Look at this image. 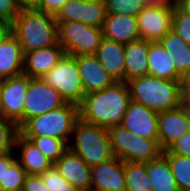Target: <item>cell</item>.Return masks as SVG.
Instances as JSON below:
<instances>
[{"label":"cell","instance_id":"obj_32","mask_svg":"<svg viewBox=\"0 0 190 191\" xmlns=\"http://www.w3.org/2000/svg\"><path fill=\"white\" fill-rule=\"evenodd\" d=\"M107 14L138 16L144 4L141 0H105Z\"/></svg>","mask_w":190,"mask_h":191},{"label":"cell","instance_id":"obj_3","mask_svg":"<svg viewBox=\"0 0 190 191\" xmlns=\"http://www.w3.org/2000/svg\"><path fill=\"white\" fill-rule=\"evenodd\" d=\"M131 101L156 112L170 111L182 105L180 81L144 75L127 82Z\"/></svg>","mask_w":190,"mask_h":191},{"label":"cell","instance_id":"obj_31","mask_svg":"<svg viewBox=\"0 0 190 191\" xmlns=\"http://www.w3.org/2000/svg\"><path fill=\"white\" fill-rule=\"evenodd\" d=\"M19 129L17 125L0 115V156L13 152Z\"/></svg>","mask_w":190,"mask_h":191},{"label":"cell","instance_id":"obj_14","mask_svg":"<svg viewBox=\"0 0 190 191\" xmlns=\"http://www.w3.org/2000/svg\"><path fill=\"white\" fill-rule=\"evenodd\" d=\"M125 163L117 157L91 167L92 191H126Z\"/></svg>","mask_w":190,"mask_h":191},{"label":"cell","instance_id":"obj_34","mask_svg":"<svg viewBox=\"0 0 190 191\" xmlns=\"http://www.w3.org/2000/svg\"><path fill=\"white\" fill-rule=\"evenodd\" d=\"M41 177L49 191H79L60 175L54 164Z\"/></svg>","mask_w":190,"mask_h":191},{"label":"cell","instance_id":"obj_6","mask_svg":"<svg viewBox=\"0 0 190 191\" xmlns=\"http://www.w3.org/2000/svg\"><path fill=\"white\" fill-rule=\"evenodd\" d=\"M114 156L124 163H148L162 154L157 140L139 137L121 125L108 128Z\"/></svg>","mask_w":190,"mask_h":191},{"label":"cell","instance_id":"obj_46","mask_svg":"<svg viewBox=\"0 0 190 191\" xmlns=\"http://www.w3.org/2000/svg\"><path fill=\"white\" fill-rule=\"evenodd\" d=\"M141 1L144 5H151L158 2L157 0H141Z\"/></svg>","mask_w":190,"mask_h":191},{"label":"cell","instance_id":"obj_50","mask_svg":"<svg viewBox=\"0 0 190 191\" xmlns=\"http://www.w3.org/2000/svg\"><path fill=\"white\" fill-rule=\"evenodd\" d=\"M2 80H3V79H0V104H1V88H2Z\"/></svg>","mask_w":190,"mask_h":191},{"label":"cell","instance_id":"obj_11","mask_svg":"<svg viewBox=\"0 0 190 191\" xmlns=\"http://www.w3.org/2000/svg\"><path fill=\"white\" fill-rule=\"evenodd\" d=\"M29 88V76L20 74L2 80L0 115L23 126L24 100Z\"/></svg>","mask_w":190,"mask_h":191},{"label":"cell","instance_id":"obj_42","mask_svg":"<svg viewBox=\"0 0 190 191\" xmlns=\"http://www.w3.org/2000/svg\"><path fill=\"white\" fill-rule=\"evenodd\" d=\"M180 87L181 90H190V68L181 74Z\"/></svg>","mask_w":190,"mask_h":191},{"label":"cell","instance_id":"obj_1","mask_svg":"<svg viewBox=\"0 0 190 191\" xmlns=\"http://www.w3.org/2000/svg\"><path fill=\"white\" fill-rule=\"evenodd\" d=\"M130 102L128 84L115 82L101 91L85 94L79 105V118L107 129L121 125Z\"/></svg>","mask_w":190,"mask_h":191},{"label":"cell","instance_id":"obj_48","mask_svg":"<svg viewBox=\"0 0 190 191\" xmlns=\"http://www.w3.org/2000/svg\"><path fill=\"white\" fill-rule=\"evenodd\" d=\"M85 2H105V0H82Z\"/></svg>","mask_w":190,"mask_h":191},{"label":"cell","instance_id":"obj_15","mask_svg":"<svg viewBox=\"0 0 190 191\" xmlns=\"http://www.w3.org/2000/svg\"><path fill=\"white\" fill-rule=\"evenodd\" d=\"M60 175L79 191H92L91 167L68 149L54 164Z\"/></svg>","mask_w":190,"mask_h":191},{"label":"cell","instance_id":"obj_38","mask_svg":"<svg viewBox=\"0 0 190 191\" xmlns=\"http://www.w3.org/2000/svg\"><path fill=\"white\" fill-rule=\"evenodd\" d=\"M21 191H49V190L45 186L41 175L27 174Z\"/></svg>","mask_w":190,"mask_h":191},{"label":"cell","instance_id":"obj_20","mask_svg":"<svg viewBox=\"0 0 190 191\" xmlns=\"http://www.w3.org/2000/svg\"><path fill=\"white\" fill-rule=\"evenodd\" d=\"M149 41L137 39L125 44V73L124 82L134 78L148 75Z\"/></svg>","mask_w":190,"mask_h":191},{"label":"cell","instance_id":"obj_2","mask_svg":"<svg viewBox=\"0 0 190 191\" xmlns=\"http://www.w3.org/2000/svg\"><path fill=\"white\" fill-rule=\"evenodd\" d=\"M12 33L18 39L24 54L58 43L55 16L37 9L21 10L12 23Z\"/></svg>","mask_w":190,"mask_h":191},{"label":"cell","instance_id":"obj_23","mask_svg":"<svg viewBox=\"0 0 190 191\" xmlns=\"http://www.w3.org/2000/svg\"><path fill=\"white\" fill-rule=\"evenodd\" d=\"M148 74L165 80L180 81L173 59L160 42L149 41Z\"/></svg>","mask_w":190,"mask_h":191},{"label":"cell","instance_id":"obj_43","mask_svg":"<svg viewBox=\"0 0 190 191\" xmlns=\"http://www.w3.org/2000/svg\"><path fill=\"white\" fill-rule=\"evenodd\" d=\"M182 91V106L190 113V90Z\"/></svg>","mask_w":190,"mask_h":191},{"label":"cell","instance_id":"obj_9","mask_svg":"<svg viewBox=\"0 0 190 191\" xmlns=\"http://www.w3.org/2000/svg\"><path fill=\"white\" fill-rule=\"evenodd\" d=\"M173 12L174 6L168 3L144 5L137 16L140 38L151 42L160 41L172 30Z\"/></svg>","mask_w":190,"mask_h":191},{"label":"cell","instance_id":"obj_37","mask_svg":"<svg viewBox=\"0 0 190 191\" xmlns=\"http://www.w3.org/2000/svg\"><path fill=\"white\" fill-rule=\"evenodd\" d=\"M167 150L173 154L190 157V131L183 134Z\"/></svg>","mask_w":190,"mask_h":191},{"label":"cell","instance_id":"obj_25","mask_svg":"<svg viewBox=\"0 0 190 191\" xmlns=\"http://www.w3.org/2000/svg\"><path fill=\"white\" fill-rule=\"evenodd\" d=\"M159 42L173 59L175 68L180 74L190 68V45L177 34L171 30Z\"/></svg>","mask_w":190,"mask_h":191},{"label":"cell","instance_id":"obj_18","mask_svg":"<svg viewBox=\"0 0 190 191\" xmlns=\"http://www.w3.org/2000/svg\"><path fill=\"white\" fill-rule=\"evenodd\" d=\"M103 38L123 44L140 38L136 16L107 14L101 27Z\"/></svg>","mask_w":190,"mask_h":191},{"label":"cell","instance_id":"obj_7","mask_svg":"<svg viewBox=\"0 0 190 191\" xmlns=\"http://www.w3.org/2000/svg\"><path fill=\"white\" fill-rule=\"evenodd\" d=\"M58 43L66 55L95 54L103 39L102 29L76 21L57 22Z\"/></svg>","mask_w":190,"mask_h":191},{"label":"cell","instance_id":"obj_28","mask_svg":"<svg viewBox=\"0 0 190 191\" xmlns=\"http://www.w3.org/2000/svg\"><path fill=\"white\" fill-rule=\"evenodd\" d=\"M126 191H153L146 163H125Z\"/></svg>","mask_w":190,"mask_h":191},{"label":"cell","instance_id":"obj_10","mask_svg":"<svg viewBox=\"0 0 190 191\" xmlns=\"http://www.w3.org/2000/svg\"><path fill=\"white\" fill-rule=\"evenodd\" d=\"M66 103L61 94L41 78L29 77V88L24 100L23 125L29 119L62 107Z\"/></svg>","mask_w":190,"mask_h":191},{"label":"cell","instance_id":"obj_22","mask_svg":"<svg viewBox=\"0 0 190 191\" xmlns=\"http://www.w3.org/2000/svg\"><path fill=\"white\" fill-rule=\"evenodd\" d=\"M24 53L16 36L12 33L0 44V79L23 74Z\"/></svg>","mask_w":190,"mask_h":191},{"label":"cell","instance_id":"obj_21","mask_svg":"<svg viewBox=\"0 0 190 191\" xmlns=\"http://www.w3.org/2000/svg\"><path fill=\"white\" fill-rule=\"evenodd\" d=\"M124 47L125 44L123 43L103 38L98 50L94 54L116 82H124Z\"/></svg>","mask_w":190,"mask_h":191},{"label":"cell","instance_id":"obj_45","mask_svg":"<svg viewBox=\"0 0 190 191\" xmlns=\"http://www.w3.org/2000/svg\"><path fill=\"white\" fill-rule=\"evenodd\" d=\"M178 6L190 14V0H183L181 3L178 4Z\"/></svg>","mask_w":190,"mask_h":191},{"label":"cell","instance_id":"obj_44","mask_svg":"<svg viewBox=\"0 0 190 191\" xmlns=\"http://www.w3.org/2000/svg\"><path fill=\"white\" fill-rule=\"evenodd\" d=\"M5 175V155L0 156V181H3Z\"/></svg>","mask_w":190,"mask_h":191},{"label":"cell","instance_id":"obj_35","mask_svg":"<svg viewBox=\"0 0 190 191\" xmlns=\"http://www.w3.org/2000/svg\"><path fill=\"white\" fill-rule=\"evenodd\" d=\"M81 0H69L55 15L56 22H80Z\"/></svg>","mask_w":190,"mask_h":191},{"label":"cell","instance_id":"obj_24","mask_svg":"<svg viewBox=\"0 0 190 191\" xmlns=\"http://www.w3.org/2000/svg\"><path fill=\"white\" fill-rule=\"evenodd\" d=\"M146 167L153 191H179L169 162L163 154L146 163Z\"/></svg>","mask_w":190,"mask_h":191},{"label":"cell","instance_id":"obj_40","mask_svg":"<svg viewBox=\"0 0 190 191\" xmlns=\"http://www.w3.org/2000/svg\"><path fill=\"white\" fill-rule=\"evenodd\" d=\"M12 34V23L0 20V44Z\"/></svg>","mask_w":190,"mask_h":191},{"label":"cell","instance_id":"obj_30","mask_svg":"<svg viewBox=\"0 0 190 191\" xmlns=\"http://www.w3.org/2000/svg\"><path fill=\"white\" fill-rule=\"evenodd\" d=\"M106 15L105 2H85L81 0L80 23L101 28Z\"/></svg>","mask_w":190,"mask_h":191},{"label":"cell","instance_id":"obj_27","mask_svg":"<svg viewBox=\"0 0 190 191\" xmlns=\"http://www.w3.org/2000/svg\"><path fill=\"white\" fill-rule=\"evenodd\" d=\"M167 158L179 191H190V157L162 152Z\"/></svg>","mask_w":190,"mask_h":191},{"label":"cell","instance_id":"obj_17","mask_svg":"<svg viewBox=\"0 0 190 191\" xmlns=\"http://www.w3.org/2000/svg\"><path fill=\"white\" fill-rule=\"evenodd\" d=\"M65 55L57 43L51 47L36 49L24 54L23 74L30 78H41L49 72Z\"/></svg>","mask_w":190,"mask_h":191},{"label":"cell","instance_id":"obj_5","mask_svg":"<svg viewBox=\"0 0 190 191\" xmlns=\"http://www.w3.org/2000/svg\"><path fill=\"white\" fill-rule=\"evenodd\" d=\"M79 118V106L66 103L42 115L29 119L20 129L22 136H50L65 141L71 140L74 125Z\"/></svg>","mask_w":190,"mask_h":191},{"label":"cell","instance_id":"obj_12","mask_svg":"<svg viewBox=\"0 0 190 191\" xmlns=\"http://www.w3.org/2000/svg\"><path fill=\"white\" fill-rule=\"evenodd\" d=\"M190 131V113L180 107L158 113V143L167 150L183 134Z\"/></svg>","mask_w":190,"mask_h":191},{"label":"cell","instance_id":"obj_29","mask_svg":"<svg viewBox=\"0 0 190 191\" xmlns=\"http://www.w3.org/2000/svg\"><path fill=\"white\" fill-rule=\"evenodd\" d=\"M29 139L53 164L69 149V145L50 136H24Z\"/></svg>","mask_w":190,"mask_h":191},{"label":"cell","instance_id":"obj_8","mask_svg":"<svg viewBox=\"0 0 190 191\" xmlns=\"http://www.w3.org/2000/svg\"><path fill=\"white\" fill-rule=\"evenodd\" d=\"M41 79L57 90L67 103L79 106L85 96L76 56L63 58Z\"/></svg>","mask_w":190,"mask_h":191},{"label":"cell","instance_id":"obj_49","mask_svg":"<svg viewBox=\"0 0 190 191\" xmlns=\"http://www.w3.org/2000/svg\"><path fill=\"white\" fill-rule=\"evenodd\" d=\"M158 2H162V3H168L170 4V0H157Z\"/></svg>","mask_w":190,"mask_h":191},{"label":"cell","instance_id":"obj_39","mask_svg":"<svg viewBox=\"0 0 190 191\" xmlns=\"http://www.w3.org/2000/svg\"><path fill=\"white\" fill-rule=\"evenodd\" d=\"M68 1L69 0H43L41 6L37 10L55 16L61 7Z\"/></svg>","mask_w":190,"mask_h":191},{"label":"cell","instance_id":"obj_19","mask_svg":"<svg viewBox=\"0 0 190 191\" xmlns=\"http://www.w3.org/2000/svg\"><path fill=\"white\" fill-rule=\"evenodd\" d=\"M17 148L20 154L16 159L29 175H41L53 165L29 139L20 133L17 134L14 142V149Z\"/></svg>","mask_w":190,"mask_h":191},{"label":"cell","instance_id":"obj_41","mask_svg":"<svg viewBox=\"0 0 190 191\" xmlns=\"http://www.w3.org/2000/svg\"><path fill=\"white\" fill-rule=\"evenodd\" d=\"M43 0H17L21 10L38 9Z\"/></svg>","mask_w":190,"mask_h":191},{"label":"cell","instance_id":"obj_26","mask_svg":"<svg viewBox=\"0 0 190 191\" xmlns=\"http://www.w3.org/2000/svg\"><path fill=\"white\" fill-rule=\"evenodd\" d=\"M15 150L5 154V175L0 181V191H21L27 175L16 159ZM16 155V156H15Z\"/></svg>","mask_w":190,"mask_h":191},{"label":"cell","instance_id":"obj_13","mask_svg":"<svg viewBox=\"0 0 190 191\" xmlns=\"http://www.w3.org/2000/svg\"><path fill=\"white\" fill-rule=\"evenodd\" d=\"M121 126L139 137L158 141V112L142 104L130 102Z\"/></svg>","mask_w":190,"mask_h":191},{"label":"cell","instance_id":"obj_16","mask_svg":"<svg viewBox=\"0 0 190 191\" xmlns=\"http://www.w3.org/2000/svg\"><path fill=\"white\" fill-rule=\"evenodd\" d=\"M76 60L85 94L101 91L116 82L94 54L79 55Z\"/></svg>","mask_w":190,"mask_h":191},{"label":"cell","instance_id":"obj_36","mask_svg":"<svg viewBox=\"0 0 190 191\" xmlns=\"http://www.w3.org/2000/svg\"><path fill=\"white\" fill-rule=\"evenodd\" d=\"M20 11L17 0H0V20L13 23Z\"/></svg>","mask_w":190,"mask_h":191},{"label":"cell","instance_id":"obj_47","mask_svg":"<svg viewBox=\"0 0 190 191\" xmlns=\"http://www.w3.org/2000/svg\"><path fill=\"white\" fill-rule=\"evenodd\" d=\"M183 0H170V4L171 5H178L179 3H181Z\"/></svg>","mask_w":190,"mask_h":191},{"label":"cell","instance_id":"obj_4","mask_svg":"<svg viewBox=\"0 0 190 191\" xmlns=\"http://www.w3.org/2000/svg\"><path fill=\"white\" fill-rule=\"evenodd\" d=\"M69 149L90 167L114 158L108 129L88 123L81 118L75 122Z\"/></svg>","mask_w":190,"mask_h":191},{"label":"cell","instance_id":"obj_33","mask_svg":"<svg viewBox=\"0 0 190 191\" xmlns=\"http://www.w3.org/2000/svg\"><path fill=\"white\" fill-rule=\"evenodd\" d=\"M172 31L190 45V14L174 5Z\"/></svg>","mask_w":190,"mask_h":191}]
</instances>
